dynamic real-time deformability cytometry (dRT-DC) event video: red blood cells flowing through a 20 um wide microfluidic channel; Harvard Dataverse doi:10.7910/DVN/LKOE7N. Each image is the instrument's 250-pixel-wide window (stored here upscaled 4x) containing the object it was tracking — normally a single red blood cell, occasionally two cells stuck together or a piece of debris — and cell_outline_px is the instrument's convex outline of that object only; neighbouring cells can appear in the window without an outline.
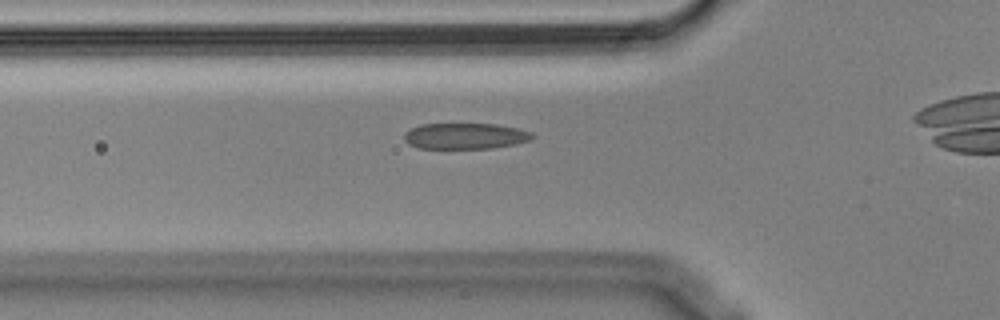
{"species": "Egyptian fruit bat (a non-hibernating species)", "species_latin": "Rousettus aegyptiacus", "temperature_condition": "cold", "stored_images_in_passage": 38, "camera_frame_rate_fps": 3000, "um_per_image_px": 0.085, "animal": {"sex": "male"}, "frame": {"image": 1, "passage_image": 12, "time_ms": 3.667, "image_size_px": [1000, 320], "cell_outline_px": [[536, 136], [532, 140], [516, 144], [492, 148], [420, 148], [408, 144], [404, 140], [404, 132], [420, 124], [496, 124], [516, 128], [532, 132]], "centroid_in_image_um": [39.56, 11.56], "position_along_channel_um": 86.2, "area_um2": 19.48}}
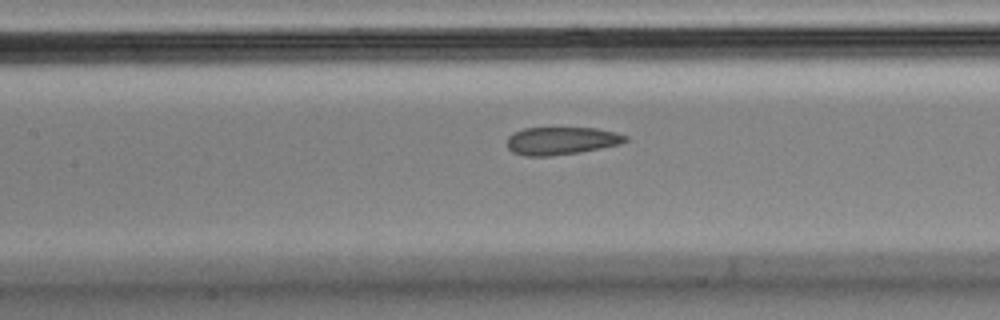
{"frame": {"image": 2, "passage_image": 18, "time_ms": 5.667, "image_size_px": [1000, 320], "cell_outline_px": [[628, 140], [620, 144], [580, 152], [552, 156], [524, 156], [512, 152], [508, 148], [508, 136], [524, 128], [596, 128], [628, 136]], "centroid_in_image_um": [47.7, 11.97], "position_along_channel_um": 159.7, "area_um2": 19.02}}
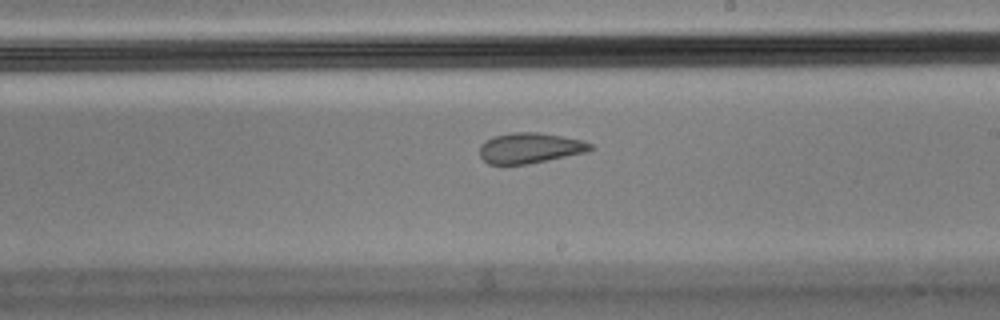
{"frame": {"image": 3, "passage_image": 25, "time_ms": 8.0, "image_size_px": [1000, 320], "cell_outline_px": [[596, 148], [588, 152], [528, 164], [488, 164], [480, 156], [480, 144], [484, 140], [492, 136], [512, 132], [536, 132], [560, 136], [580, 140], [592, 144]], "centroid_in_image_um": [45.03, 12.58], "position_along_channel_um": 244.0, "area_um2": 19.77}}